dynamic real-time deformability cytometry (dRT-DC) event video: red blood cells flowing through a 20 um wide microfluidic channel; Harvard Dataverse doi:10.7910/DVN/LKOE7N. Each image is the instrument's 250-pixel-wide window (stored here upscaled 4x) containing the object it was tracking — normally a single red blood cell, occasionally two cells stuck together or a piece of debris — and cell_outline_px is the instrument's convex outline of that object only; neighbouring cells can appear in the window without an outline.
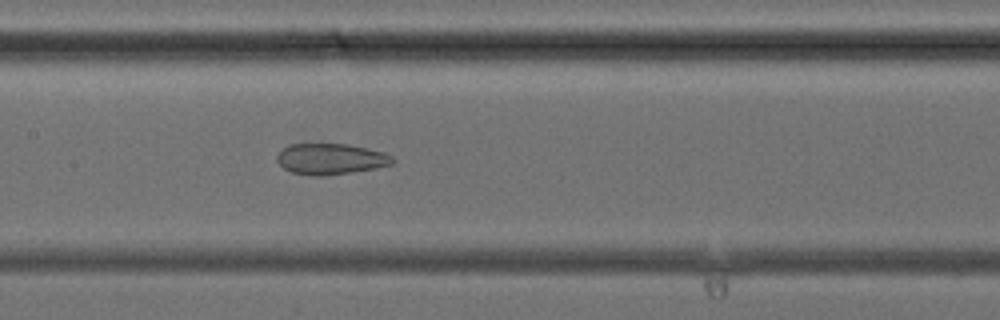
{"species": "common noctule bat (a hibernating species)", "species_latin": "Nyctalus noctula", "temperature_condition": "cold", "stored_images_in_passage": 41, "camera_frame_rate_fps": 3000, "um_per_image_px": 0.085, "animal": {"sex": "female", "body_mass_g": 24.6, "forearm_length_mm": 56.2}, "frame": {"image": 1, "passage_image": 20, "time_ms": 6.333, "image_size_px": [1000, 320], "cell_outline_px": [[396, 160], [392, 164], [376, 168], [320, 176], [316, 176], [292, 172], [284, 168], [276, 160], [276, 156], [284, 148], [292, 144], [348, 144], [384, 152], [392, 156]], "centroid_in_image_um": [28.13, 13.5], "position_along_channel_um": 179.3, "area_um2": 20.58}}
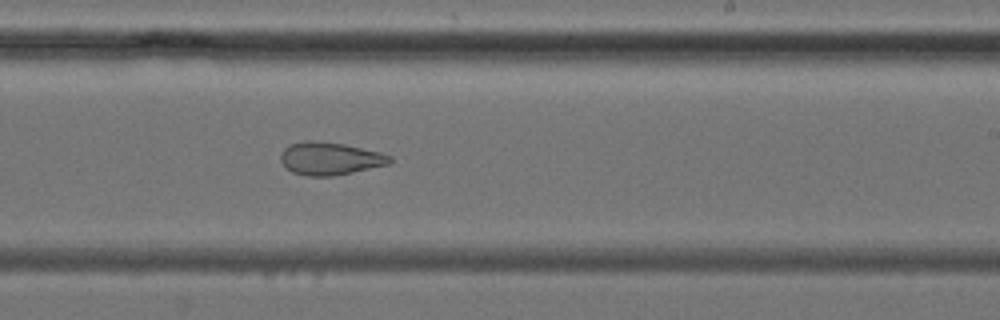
{"frame": {"image": 2, "passage_image": 25, "time_ms": 8.0, "image_size_px": [1000, 320], "cell_outline_px": [[392, 160], [388, 164], [352, 172], [332, 176], [308, 176], [292, 172], [280, 160], [280, 152], [288, 144], [304, 140], [316, 140], [344, 144], [380, 152], [392, 156]], "centroid_in_image_um": [28.01, 13.46], "position_along_channel_um": 261.0, "area_um2": 20.87}}
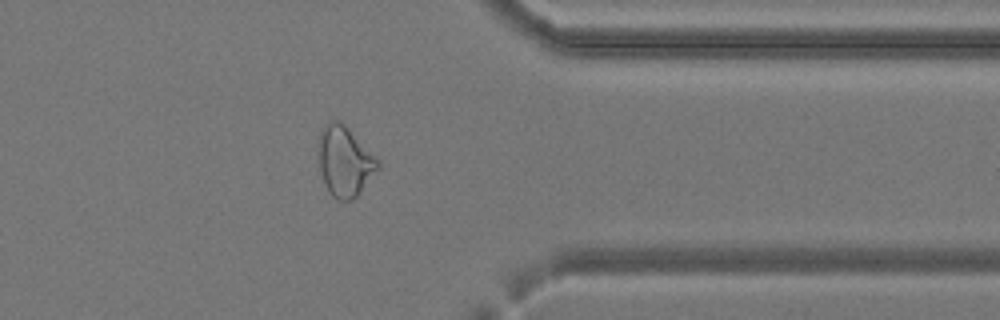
{"frame": {"image": 3, "passage_image": 33, "time_ms": 10.667, "image_size_px": [1000, 320], "cell_outline_px": [[380, 168], [356, 196], [352, 200], [336, 200], [332, 196], [320, 172], [316, 152], [320, 136], [324, 124], [332, 120], [340, 120], [380, 160]], "centroid_in_image_um": [29.29, 13.69], "position_along_channel_um": 382.1, "area_um2": 24.39}}